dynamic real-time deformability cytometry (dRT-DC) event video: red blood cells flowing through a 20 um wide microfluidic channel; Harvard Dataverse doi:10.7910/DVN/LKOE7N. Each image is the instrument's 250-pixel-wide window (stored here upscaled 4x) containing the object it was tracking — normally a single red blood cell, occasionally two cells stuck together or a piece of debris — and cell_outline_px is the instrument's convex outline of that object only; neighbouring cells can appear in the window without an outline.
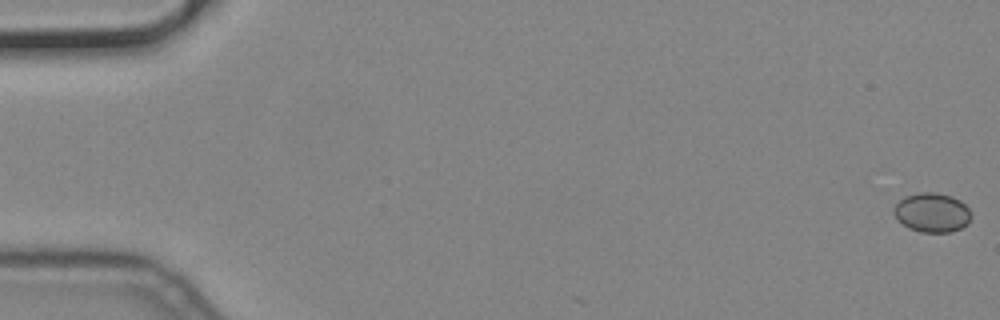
{"species": "common noctule bat (a hibernating species)", "species_latin": "Nyctalus noctula", "temperature_condition": "cold", "stored_images_in_passage": 6, "camera_frame_rate_fps": 3000, "um_per_image_px": 0.085, "animal": {"sex": "male", "body_mass_g": 19.2, "forearm_length_mm": 51.8}, "frame": {"image": 1, "passage_image": 1, "time_ms": 0.0, "image_size_px": [1000, 320], "cell_outline_px": [[972, 216], [968, 224], [952, 232], [920, 232], [908, 228], [892, 212], [892, 208], [904, 196], [916, 192], [936, 192], [952, 196], [960, 200], [968, 208]], "centroid_in_image_um": [79.23, 18.05], "position_along_channel_um": 5.8, "area_um2": 17.86}}